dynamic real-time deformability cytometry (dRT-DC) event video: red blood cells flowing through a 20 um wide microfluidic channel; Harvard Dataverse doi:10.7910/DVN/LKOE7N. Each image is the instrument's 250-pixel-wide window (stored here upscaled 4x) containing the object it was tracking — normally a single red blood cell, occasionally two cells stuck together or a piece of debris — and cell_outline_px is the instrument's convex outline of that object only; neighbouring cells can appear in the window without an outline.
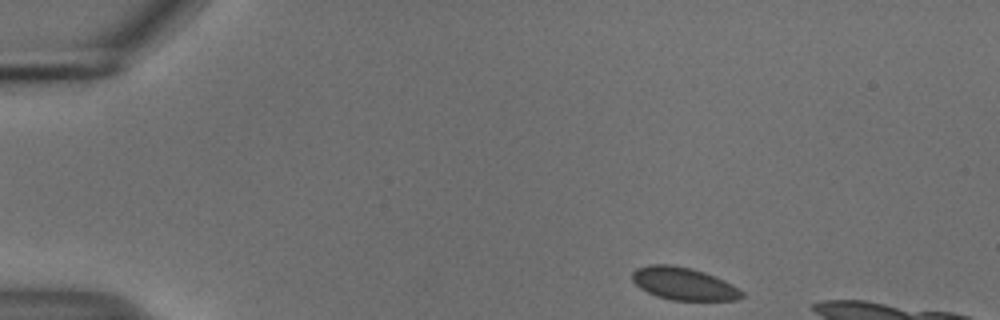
{"species": "common noctule bat (a hibernating species)", "species_latin": "Nyctalus noctula", "temperature_condition": "cold", "stored_images_in_passage": 42, "camera_frame_rate_fps": 3000, "um_per_image_px": 0.085, "animal": {"sex": "male", "body_mass_g": 18.8}, "frame": {"image": 1, "passage_image": 1, "time_ms": 0.0, "image_size_px": [1000, 320], "cell_outline_px": [[744, 296], [736, 300], [672, 300], [656, 296], [640, 288], [632, 280], [632, 272], [636, 268], [652, 264], [668, 264], [692, 268], [704, 272], [724, 280], [732, 284], [744, 292]], "centroid_in_image_um": [58.11, 24.11], "position_along_channel_um": 26.9, "area_um2": 20.81}}
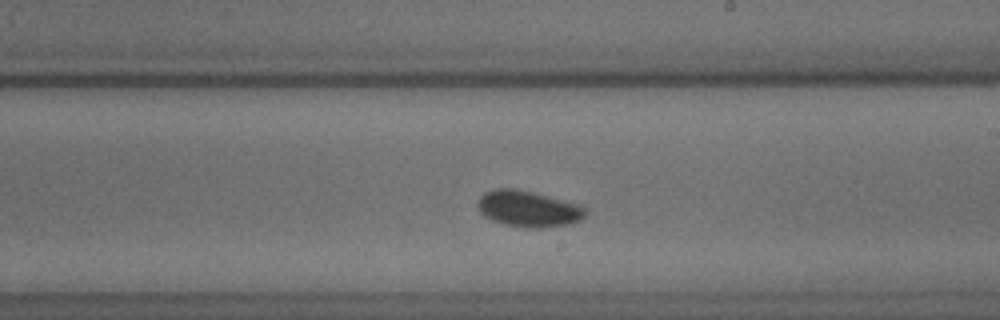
{"frame": {"image": 2, "passage_image": 25, "time_ms": 8.0, "image_size_px": [1000, 320], "cell_outline_px": [[584, 216], [580, 220], [568, 224], [536, 228], [532, 228], [504, 224], [492, 220], [484, 216], [480, 212], [476, 204], [480, 196], [484, 192], [496, 188], [516, 188], [580, 204], [584, 208]], "centroid_in_image_um": [44.85, 17.73], "position_along_channel_um": 244.1, "area_um2": 22.54}}
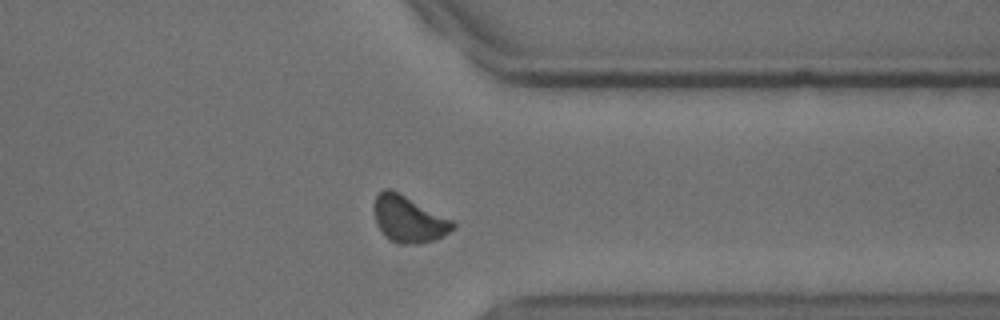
{"frame": {"image": 3, "passage_image": 36, "time_ms": 11.667, "image_size_px": [1000, 320], "cell_outline_px": [[456, 228], [436, 240], [416, 244], [400, 244], [388, 240], [384, 236], [376, 224], [376, 196], [384, 188], [388, 188], [452, 220], [456, 224]], "centroid_in_image_um": [34.76, 18.68], "position_along_channel_um": 376.6, "area_um2": 20.87}}